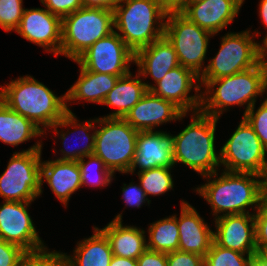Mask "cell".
Segmentation results:
<instances>
[{"label": "cell", "instance_id": "26", "mask_svg": "<svg viewBox=\"0 0 267 266\" xmlns=\"http://www.w3.org/2000/svg\"><path fill=\"white\" fill-rule=\"evenodd\" d=\"M64 256L67 266H109L113 253L106 235L94 227V234L78 243L74 256Z\"/></svg>", "mask_w": 267, "mask_h": 266}, {"label": "cell", "instance_id": "35", "mask_svg": "<svg viewBox=\"0 0 267 266\" xmlns=\"http://www.w3.org/2000/svg\"><path fill=\"white\" fill-rule=\"evenodd\" d=\"M254 109L255 104L243 115V118L253 128L262 145L267 150V98L258 107L256 112Z\"/></svg>", "mask_w": 267, "mask_h": 266}, {"label": "cell", "instance_id": "5", "mask_svg": "<svg viewBox=\"0 0 267 266\" xmlns=\"http://www.w3.org/2000/svg\"><path fill=\"white\" fill-rule=\"evenodd\" d=\"M113 11L114 27L134 53L164 36L167 12L158 0H119Z\"/></svg>", "mask_w": 267, "mask_h": 266}, {"label": "cell", "instance_id": "8", "mask_svg": "<svg viewBox=\"0 0 267 266\" xmlns=\"http://www.w3.org/2000/svg\"><path fill=\"white\" fill-rule=\"evenodd\" d=\"M38 142L15 152L0 175V196L4 201L32 202L41 192V150Z\"/></svg>", "mask_w": 267, "mask_h": 266}, {"label": "cell", "instance_id": "32", "mask_svg": "<svg viewBox=\"0 0 267 266\" xmlns=\"http://www.w3.org/2000/svg\"><path fill=\"white\" fill-rule=\"evenodd\" d=\"M84 158H89L88 162H85ZM78 161V165L81 171V182L82 186L92 185V186H106L111 183L113 173L104 165L99 157L93 155L86 156ZM92 167L98 169L96 177L92 178L90 175ZM93 168V169H94Z\"/></svg>", "mask_w": 267, "mask_h": 266}, {"label": "cell", "instance_id": "6", "mask_svg": "<svg viewBox=\"0 0 267 266\" xmlns=\"http://www.w3.org/2000/svg\"><path fill=\"white\" fill-rule=\"evenodd\" d=\"M114 11L82 7L62 18L61 54L75 61L96 41L110 35Z\"/></svg>", "mask_w": 267, "mask_h": 266}, {"label": "cell", "instance_id": "40", "mask_svg": "<svg viewBox=\"0 0 267 266\" xmlns=\"http://www.w3.org/2000/svg\"><path fill=\"white\" fill-rule=\"evenodd\" d=\"M122 189L124 197L123 199L129 206H136L137 208H139L141 207L142 203H145V201H147L149 204L150 200L146 198L145 191L141 188V185L137 186L132 184L131 182V184L128 186L124 184V187Z\"/></svg>", "mask_w": 267, "mask_h": 266}, {"label": "cell", "instance_id": "12", "mask_svg": "<svg viewBox=\"0 0 267 266\" xmlns=\"http://www.w3.org/2000/svg\"><path fill=\"white\" fill-rule=\"evenodd\" d=\"M88 71L122 77L128 74L130 62H135V53L114 31L96 41L76 60Z\"/></svg>", "mask_w": 267, "mask_h": 266}, {"label": "cell", "instance_id": "45", "mask_svg": "<svg viewBox=\"0 0 267 266\" xmlns=\"http://www.w3.org/2000/svg\"><path fill=\"white\" fill-rule=\"evenodd\" d=\"M259 49V64L267 71V35L263 39V45H258Z\"/></svg>", "mask_w": 267, "mask_h": 266}, {"label": "cell", "instance_id": "30", "mask_svg": "<svg viewBox=\"0 0 267 266\" xmlns=\"http://www.w3.org/2000/svg\"><path fill=\"white\" fill-rule=\"evenodd\" d=\"M172 167H157L138 173L141 188L147 195H160L173 189V180L170 173Z\"/></svg>", "mask_w": 267, "mask_h": 266}, {"label": "cell", "instance_id": "18", "mask_svg": "<svg viewBox=\"0 0 267 266\" xmlns=\"http://www.w3.org/2000/svg\"><path fill=\"white\" fill-rule=\"evenodd\" d=\"M170 134L163 131H140L136 139V152L128 173L139 167L138 173L157 167H173Z\"/></svg>", "mask_w": 267, "mask_h": 266}, {"label": "cell", "instance_id": "25", "mask_svg": "<svg viewBox=\"0 0 267 266\" xmlns=\"http://www.w3.org/2000/svg\"><path fill=\"white\" fill-rule=\"evenodd\" d=\"M132 74L120 77L114 88L106 95L102 104L116 107L118 110L106 116L110 118H125L129 111L141 100L143 95L148 91L145 82L139 79L138 73L136 78Z\"/></svg>", "mask_w": 267, "mask_h": 266}, {"label": "cell", "instance_id": "4", "mask_svg": "<svg viewBox=\"0 0 267 266\" xmlns=\"http://www.w3.org/2000/svg\"><path fill=\"white\" fill-rule=\"evenodd\" d=\"M257 178V179H255ZM262 176L254 173L224 171L218 178L196 188L212 207L215 218L223 215L249 214L247 207L258 209L263 200ZM227 212V213H226Z\"/></svg>", "mask_w": 267, "mask_h": 266}, {"label": "cell", "instance_id": "36", "mask_svg": "<svg viewBox=\"0 0 267 266\" xmlns=\"http://www.w3.org/2000/svg\"><path fill=\"white\" fill-rule=\"evenodd\" d=\"M47 10L61 18L83 7L82 0H40Z\"/></svg>", "mask_w": 267, "mask_h": 266}, {"label": "cell", "instance_id": "16", "mask_svg": "<svg viewBox=\"0 0 267 266\" xmlns=\"http://www.w3.org/2000/svg\"><path fill=\"white\" fill-rule=\"evenodd\" d=\"M254 214L219 215L215 218L214 242L221 247L246 255L256 254Z\"/></svg>", "mask_w": 267, "mask_h": 266}, {"label": "cell", "instance_id": "41", "mask_svg": "<svg viewBox=\"0 0 267 266\" xmlns=\"http://www.w3.org/2000/svg\"><path fill=\"white\" fill-rule=\"evenodd\" d=\"M138 266H167V257L164 252L146 249L137 259Z\"/></svg>", "mask_w": 267, "mask_h": 266}, {"label": "cell", "instance_id": "9", "mask_svg": "<svg viewBox=\"0 0 267 266\" xmlns=\"http://www.w3.org/2000/svg\"><path fill=\"white\" fill-rule=\"evenodd\" d=\"M249 30L228 33L221 39L216 56L202 69L199 80H214L248 70L259 63V43L253 41Z\"/></svg>", "mask_w": 267, "mask_h": 266}, {"label": "cell", "instance_id": "24", "mask_svg": "<svg viewBox=\"0 0 267 266\" xmlns=\"http://www.w3.org/2000/svg\"><path fill=\"white\" fill-rule=\"evenodd\" d=\"M76 83L65 93L66 101L85 100L102 104L106 95L114 88L119 76L101 74L80 69Z\"/></svg>", "mask_w": 267, "mask_h": 266}, {"label": "cell", "instance_id": "29", "mask_svg": "<svg viewBox=\"0 0 267 266\" xmlns=\"http://www.w3.org/2000/svg\"><path fill=\"white\" fill-rule=\"evenodd\" d=\"M77 119H76V116L74 115V113H70V112H67L63 118L58 121L55 125H53L52 127L50 128H54V131L55 134L57 135L58 132L57 131V127H66V126H72L74 128V130L76 131L77 129L79 130L80 129V132H81V135H83L82 137L85 138L87 140V143L85 145V147L81 148V149H75L74 148V151H66L64 149H61V152H63V156L58 158V160H67V161H79L80 159L86 157V156H89V155H93L94 154V144H95V132L92 133V135H89V129L91 128L92 130L94 129L95 124L93 125V123H96V119L92 120L93 122L91 121H86L85 122V125L84 124H81L80 126V123L77 124ZM78 126V127H77ZM79 132V134H80ZM88 132V133H86ZM60 138L63 140V143L64 146H66L65 142L67 140V133H63L61 131V134H60ZM76 138V137H75ZM91 140V141H90ZM90 141V142H89ZM86 143V142H85ZM67 149V148H66Z\"/></svg>", "mask_w": 267, "mask_h": 266}, {"label": "cell", "instance_id": "2", "mask_svg": "<svg viewBox=\"0 0 267 266\" xmlns=\"http://www.w3.org/2000/svg\"><path fill=\"white\" fill-rule=\"evenodd\" d=\"M199 83L204 84L206 88V92L201 95L202 113L219 118L223 111L227 110L226 107L247 103L245 114L255 104L257 95H262L267 90V71L258 63L255 67L234 75L214 80H199Z\"/></svg>", "mask_w": 267, "mask_h": 266}, {"label": "cell", "instance_id": "47", "mask_svg": "<svg viewBox=\"0 0 267 266\" xmlns=\"http://www.w3.org/2000/svg\"><path fill=\"white\" fill-rule=\"evenodd\" d=\"M248 266H267V262L261 259L257 254H253Z\"/></svg>", "mask_w": 267, "mask_h": 266}, {"label": "cell", "instance_id": "1", "mask_svg": "<svg viewBox=\"0 0 267 266\" xmlns=\"http://www.w3.org/2000/svg\"><path fill=\"white\" fill-rule=\"evenodd\" d=\"M0 100L9 108L39 125L50 128L70 112L66 97H57L48 87L31 76L19 77L0 87Z\"/></svg>", "mask_w": 267, "mask_h": 266}, {"label": "cell", "instance_id": "13", "mask_svg": "<svg viewBox=\"0 0 267 266\" xmlns=\"http://www.w3.org/2000/svg\"><path fill=\"white\" fill-rule=\"evenodd\" d=\"M30 203L4 201L0 205V239L26 252L45 248L27 210Z\"/></svg>", "mask_w": 267, "mask_h": 266}, {"label": "cell", "instance_id": "10", "mask_svg": "<svg viewBox=\"0 0 267 266\" xmlns=\"http://www.w3.org/2000/svg\"><path fill=\"white\" fill-rule=\"evenodd\" d=\"M166 18L164 35L174 46L180 65L200 76L209 37L213 34L191 22L181 12L167 13Z\"/></svg>", "mask_w": 267, "mask_h": 266}, {"label": "cell", "instance_id": "49", "mask_svg": "<svg viewBox=\"0 0 267 266\" xmlns=\"http://www.w3.org/2000/svg\"><path fill=\"white\" fill-rule=\"evenodd\" d=\"M263 200L267 202V168L262 176Z\"/></svg>", "mask_w": 267, "mask_h": 266}, {"label": "cell", "instance_id": "17", "mask_svg": "<svg viewBox=\"0 0 267 266\" xmlns=\"http://www.w3.org/2000/svg\"><path fill=\"white\" fill-rule=\"evenodd\" d=\"M186 116L172 102L154 95L148 90L141 100L125 116L131 127L140 131H153L155 126L182 119Z\"/></svg>", "mask_w": 267, "mask_h": 266}, {"label": "cell", "instance_id": "39", "mask_svg": "<svg viewBox=\"0 0 267 266\" xmlns=\"http://www.w3.org/2000/svg\"><path fill=\"white\" fill-rule=\"evenodd\" d=\"M257 210L254 214L256 245H267V202L262 200Z\"/></svg>", "mask_w": 267, "mask_h": 266}, {"label": "cell", "instance_id": "38", "mask_svg": "<svg viewBox=\"0 0 267 266\" xmlns=\"http://www.w3.org/2000/svg\"><path fill=\"white\" fill-rule=\"evenodd\" d=\"M167 266H204V257L194 253L173 251L166 253Z\"/></svg>", "mask_w": 267, "mask_h": 266}, {"label": "cell", "instance_id": "3", "mask_svg": "<svg viewBox=\"0 0 267 266\" xmlns=\"http://www.w3.org/2000/svg\"><path fill=\"white\" fill-rule=\"evenodd\" d=\"M191 123L178 135H170L174 165L181 162L204 177L218 175L220 154L215 152V130L219 118L193 112Z\"/></svg>", "mask_w": 267, "mask_h": 266}, {"label": "cell", "instance_id": "42", "mask_svg": "<svg viewBox=\"0 0 267 266\" xmlns=\"http://www.w3.org/2000/svg\"><path fill=\"white\" fill-rule=\"evenodd\" d=\"M160 6L167 12H183L186 9V0H158Z\"/></svg>", "mask_w": 267, "mask_h": 266}, {"label": "cell", "instance_id": "28", "mask_svg": "<svg viewBox=\"0 0 267 266\" xmlns=\"http://www.w3.org/2000/svg\"><path fill=\"white\" fill-rule=\"evenodd\" d=\"M148 233L147 249L164 253L179 250V228L175 215L152 223Z\"/></svg>", "mask_w": 267, "mask_h": 266}, {"label": "cell", "instance_id": "11", "mask_svg": "<svg viewBox=\"0 0 267 266\" xmlns=\"http://www.w3.org/2000/svg\"><path fill=\"white\" fill-rule=\"evenodd\" d=\"M267 150L253 128L243 118L235 132L220 149V164L225 171L263 176L267 168Z\"/></svg>", "mask_w": 267, "mask_h": 266}, {"label": "cell", "instance_id": "43", "mask_svg": "<svg viewBox=\"0 0 267 266\" xmlns=\"http://www.w3.org/2000/svg\"><path fill=\"white\" fill-rule=\"evenodd\" d=\"M119 0H82L84 7L104 8L114 10Z\"/></svg>", "mask_w": 267, "mask_h": 266}, {"label": "cell", "instance_id": "44", "mask_svg": "<svg viewBox=\"0 0 267 266\" xmlns=\"http://www.w3.org/2000/svg\"><path fill=\"white\" fill-rule=\"evenodd\" d=\"M109 266H138L137 260L113 255Z\"/></svg>", "mask_w": 267, "mask_h": 266}, {"label": "cell", "instance_id": "7", "mask_svg": "<svg viewBox=\"0 0 267 266\" xmlns=\"http://www.w3.org/2000/svg\"><path fill=\"white\" fill-rule=\"evenodd\" d=\"M96 123H100V129H94V155L113 174L115 171L128 173L134 160L139 132L124 118H97Z\"/></svg>", "mask_w": 267, "mask_h": 266}, {"label": "cell", "instance_id": "37", "mask_svg": "<svg viewBox=\"0 0 267 266\" xmlns=\"http://www.w3.org/2000/svg\"><path fill=\"white\" fill-rule=\"evenodd\" d=\"M25 253L21 247L0 239V266H18Z\"/></svg>", "mask_w": 267, "mask_h": 266}, {"label": "cell", "instance_id": "27", "mask_svg": "<svg viewBox=\"0 0 267 266\" xmlns=\"http://www.w3.org/2000/svg\"><path fill=\"white\" fill-rule=\"evenodd\" d=\"M44 132L32 121L9 108L0 100V140L17 146Z\"/></svg>", "mask_w": 267, "mask_h": 266}, {"label": "cell", "instance_id": "46", "mask_svg": "<svg viewBox=\"0 0 267 266\" xmlns=\"http://www.w3.org/2000/svg\"><path fill=\"white\" fill-rule=\"evenodd\" d=\"M259 15L263 21V24L267 27V0H261L259 3Z\"/></svg>", "mask_w": 267, "mask_h": 266}, {"label": "cell", "instance_id": "21", "mask_svg": "<svg viewBox=\"0 0 267 266\" xmlns=\"http://www.w3.org/2000/svg\"><path fill=\"white\" fill-rule=\"evenodd\" d=\"M134 63L139 67L140 75H151L155 83L180 65L174 46L165 35L136 51Z\"/></svg>", "mask_w": 267, "mask_h": 266}, {"label": "cell", "instance_id": "50", "mask_svg": "<svg viewBox=\"0 0 267 266\" xmlns=\"http://www.w3.org/2000/svg\"><path fill=\"white\" fill-rule=\"evenodd\" d=\"M200 1H204V0H186V8L190 5V4H194L196 2H200Z\"/></svg>", "mask_w": 267, "mask_h": 266}, {"label": "cell", "instance_id": "19", "mask_svg": "<svg viewBox=\"0 0 267 266\" xmlns=\"http://www.w3.org/2000/svg\"><path fill=\"white\" fill-rule=\"evenodd\" d=\"M243 2L244 0H204L190 4L182 14L214 35L233 21Z\"/></svg>", "mask_w": 267, "mask_h": 266}, {"label": "cell", "instance_id": "23", "mask_svg": "<svg viewBox=\"0 0 267 266\" xmlns=\"http://www.w3.org/2000/svg\"><path fill=\"white\" fill-rule=\"evenodd\" d=\"M100 230L106 235L115 256L137 260L147 249L145 231L134 226H123L121 214Z\"/></svg>", "mask_w": 267, "mask_h": 266}, {"label": "cell", "instance_id": "22", "mask_svg": "<svg viewBox=\"0 0 267 266\" xmlns=\"http://www.w3.org/2000/svg\"><path fill=\"white\" fill-rule=\"evenodd\" d=\"M45 177L55 196L67 205L68 200L81 186V171L78 161L51 160L41 162V192Z\"/></svg>", "mask_w": 267, "mask_h": 266}, {"label": "cell", "instance_id": "48", "mask_svg": "<svg viewBox=\"0 0 267 266\" xmlns=\"http://www.w3.org/2000/svg\"><path fill=\"white\" fill-rule=\"evenodd\" d=\"M257 246V252L256 254L267 262V245H256Z\"/></svg>", "mask_w": 267, "mask_h": 266}, {"label": "cell", "instance_id": "20", "mask_svg": "<svg viewBox=\"0 0 267 266\" xmlns=\"http://www.w3.org/2000/svg\"><path fill=\"white\" fill-rule=\"evenodd\" d=\"M179 228V251L205 256L214 241L213 231L200 217L194 207L187 202L181 203Z\"/></svg>", "mask_w": 267, "mask_h": 266}, {"label": "cell", "instance_id": "14", "mask_svg": "<svg viewBox=\"0 0 267 266\" xmlns=\"http://www.w3.org/2000/svg\"><path fill=\"white\" fill-rule=\"evenodd\" d=\"M194 81L199 84V76L191 69L182 65L171 69L156 86L145 83L147 90H150L154 95L159 96L167 101L172 102L183 113L189 110L197 112L201 107V94L188 96L191 89L194 87L195 92H199L201 84L194 85ZM194 85V86H193Z\"/></svg>", "mask_w": 267, "mask_h": 266}, {"label": "cell", "instance_id": "15", "mask_svg": "<svg viewBox=\"0 0 267 266\" xmlns=\"http://www.w3.org/2000/svg\"><path fill=\"white\" fill-rule=\"evenodd\" d=\"M15 31L56 57L61 54L62 18L47 9H24L20 25Z\"/></svg>", "mask_w": 267, "mask_h": 266}, {"label": "cell", "instance_id": "33", "mask_svg": "<svg viewBox=\"0 0 267 266\" xmlns=\"http://www.w3.org/2000/svg\"><path fill=\"white\" fill-rule=\"evenodd\" d=\"M46 248L26 252L20 259L18 266H67L64 253L47 252Z\"/></svg>", "mask_w": 267, "mask_h": 266}, {"label": "cell", "instance_id": "34", "mask_svg": "<svg viewBox=\"0 0 267 266\" xmlns=\"http://www.w3.org/2000/svg\"><path fill=\"white\" fill-rule=\"evenodd\" d=\"M23 0H0V27L6 32L16 30L21 22Z\"/></svg>", "mask_w": 267, "mask_h": 266}, {"label": "cell", "instance_id": "31", "mask_svg": "<svg viewBox=\"0 0 267 266\" xmlns=\"http://www.w3.org/2000/svg\"><path fill=\"white\" fill-rule=\"evenodd\" d=\"M217 245L214 241L204 256V266H248L251 255Z\"/></svg>", "mask_w": 267, "mask_h": 266}]
</instances>
